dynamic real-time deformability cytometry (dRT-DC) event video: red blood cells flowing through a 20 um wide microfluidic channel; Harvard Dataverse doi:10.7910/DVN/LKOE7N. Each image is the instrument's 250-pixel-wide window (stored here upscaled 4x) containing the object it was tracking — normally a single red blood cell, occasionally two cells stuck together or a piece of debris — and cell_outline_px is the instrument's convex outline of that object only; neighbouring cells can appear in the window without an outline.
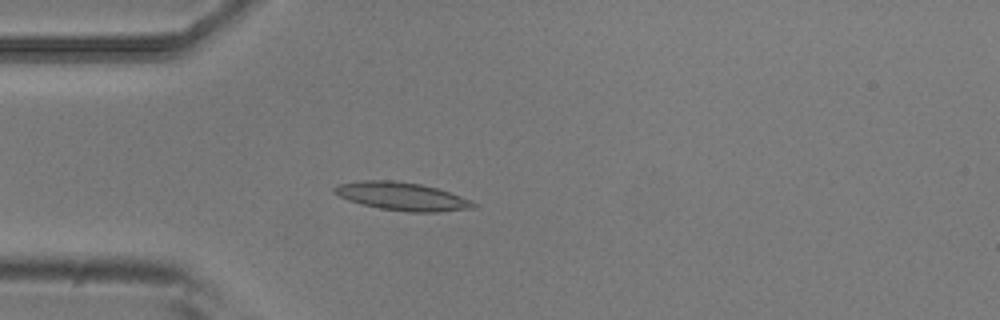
{"species": "common noctule bat (a hibernating species)", "species_latin": "Nyctalus noctula", "temperature_condition": "room temperature", "stored_images_in_passage": 3, "camera_frame_rate_fps": 3000, "um_per_image_px": 0.085, "animal": {"sex": "male", "body_mass_g": 20.5, "forearm_length_mm": 52.5}, "frame": {"image": 1, "passage_image": 3, "time_ms": 0.667, "image_size_px": [1000, 320], "cell_outline_px": [[476, 208], [440, 212], [408, 212], [380, 208], [360, 204], [348, 200], [332, 192], [332, 188], [340, 184], [360, 180], [392, 180], [420, 184], [436, 188], [472, 200], [476, 204]], "centroid_in_image_um": [34.16, 16.69], "position_along_channel_um": 50.8, "area_um2": 22.77}}